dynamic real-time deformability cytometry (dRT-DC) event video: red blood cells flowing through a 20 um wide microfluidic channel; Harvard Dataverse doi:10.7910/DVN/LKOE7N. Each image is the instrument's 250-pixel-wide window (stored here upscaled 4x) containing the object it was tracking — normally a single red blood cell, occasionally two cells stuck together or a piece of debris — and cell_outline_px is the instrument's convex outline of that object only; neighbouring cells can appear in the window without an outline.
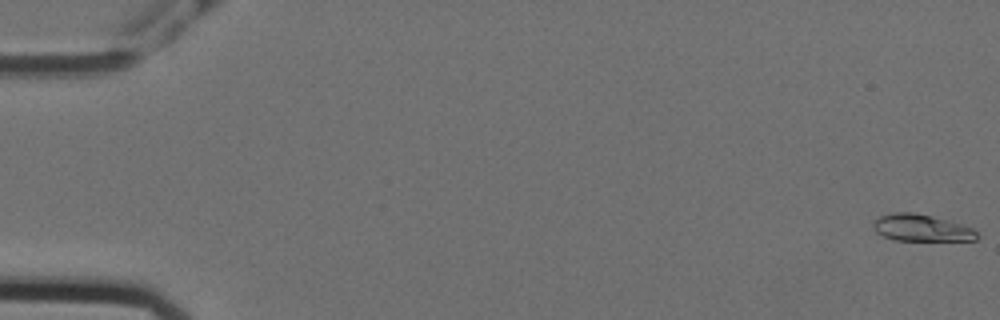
{"species": "Egyptian fruit bat (a non-hibernating species)", "species_latin": "Rousettus aegyptiacus", "temperature_condition": "cold", "stored_images_in_passage": 11, "camera_frame_rate_fps": 3000, "um_per_image_px": 0.085, "animal": {"sex": "female"}, "frame": {"image": 1, "passage_image": 1, "time_ms": 0.0, "image_size_px": [1000, 320], "cell_outline_px": [[980, 236], [976, 240], [896, 240], [884, 236], [876, 232], [872, 224], [880, 216], [896, 212], [912, 212], [932, 216], [960, 224], [972, 228]], "centroid_in_image_um": [78.32, 19.37], "position_along_channel_um": 6.7, "area_um2": 15.95}}